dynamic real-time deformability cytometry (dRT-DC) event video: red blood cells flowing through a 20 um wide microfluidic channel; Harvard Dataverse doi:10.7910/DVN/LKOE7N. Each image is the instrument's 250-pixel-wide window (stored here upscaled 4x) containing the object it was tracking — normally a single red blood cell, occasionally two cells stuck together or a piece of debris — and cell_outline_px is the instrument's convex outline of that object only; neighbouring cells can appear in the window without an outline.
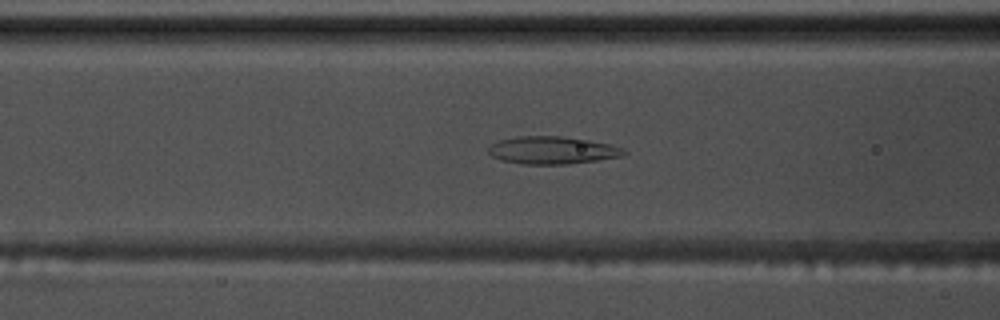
{"species": "common noctule bat (a hibernating species)", "species_latin": "Nyctalus noctula", "temperature_condition": "warm", "stored_images_in_passage": 37, "camera_frame_rate_fps": 3000, "um_per_image_px": 0.085, "animal": {"sex": "male", "body_mass_g": 17.5, "forearm_length_mm": 52.3}, "frame": {"image": 1, "passage_image": 11, "time_ms": 3.333, "image_size_px": [1000, 320], "cell_outline_px": [[628, 152], [620, 156], [596, 160], [568, 164], [520, 164], [500, 160], [492, 156], [488, 152], [488, 148], [496, 140], [516, 136], [560, 136], [588, 140], [612, 144], [624, 148]], "centroid_in_image_um": [46.91, 12.76], "position_along_channel_um": 119.7, "area_um2": 21.91}}
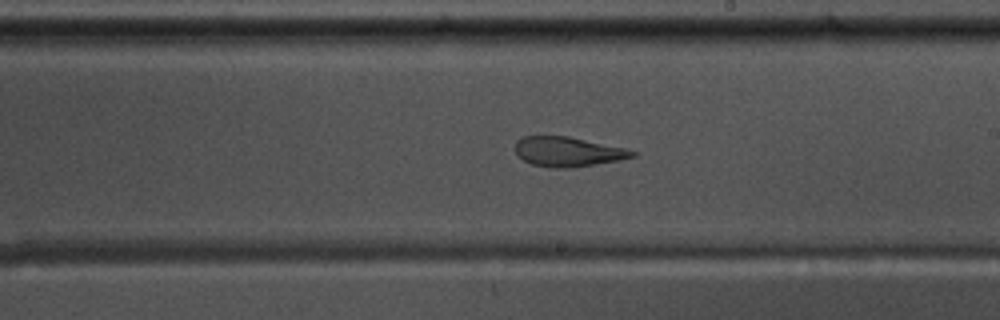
{"frame": {"image": 2, "passage_image": 21, "time_ms": 6.667, "image_size_px": [1000, 320], "cell_outline_px": [[636, 156], [596, 164], [572, 168], [552, 168], [532, 164], [524, 160], [516, 152], [516, 140], [524, 136], [568, 136], [624, 148], [636, 152]], "centroid_in_image_um": [48.25, 12.9], "position_along_channel_um": 240.8, "area_um2": 20.0}}
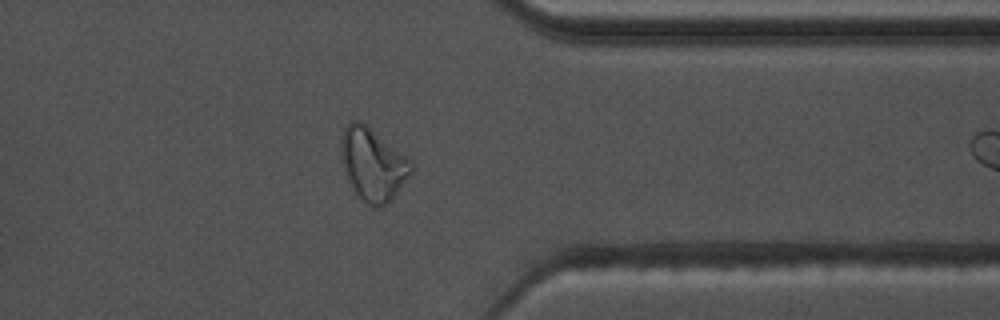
{"frame": {"image": 3, "passage_image": 33, "time_ms": 10.667, "image_size_px": [1000, 320], "cell_outline_px": [[416, 168], [392, 200], [376, 208], [372, 208], [364, 204], [356, 196], [344, 172], [340, 136], [344, 128], [352, 120], [360, 120], [408, 160]], "centroid_in_image_um": [31.67, 14.04], "position_along_channel_um": 379.7, "area_um2": 29.42}}